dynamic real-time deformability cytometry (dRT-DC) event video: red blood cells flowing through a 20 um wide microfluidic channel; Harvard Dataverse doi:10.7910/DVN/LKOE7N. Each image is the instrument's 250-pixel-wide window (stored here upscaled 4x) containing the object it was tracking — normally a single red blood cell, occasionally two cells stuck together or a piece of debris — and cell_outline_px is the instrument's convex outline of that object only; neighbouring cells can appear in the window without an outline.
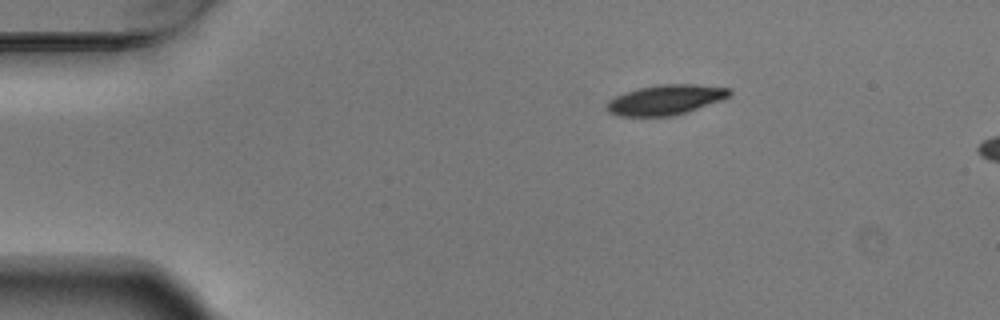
{"species": "Egyptian fruit bat (a non-hibernating species)", "species_latin": "Rousettus aegyptiacus", "temperature_condition": "warm", "stored_images_in_passage": 3, "camera_frame_rate_fps": 3000, "um_per_image_px": 0.085, "animal": {"sex": "male"}, "frame": {"image": 1, "passage_image": 1, "time_ms": 0.0, "image_size_px": [1000, 320], "cell_outline_px": [[732, 96], [724, 100], [676, 116], [620, 116], [608, 112], [604, 108], [608, 100], [616, 96], [640, 88], [660, 84], [692, 84], [728, 88], [732, 92]], "centroid_in_image_um": [56.61, 8.5], "position_along_channel_um": 28.4, "area_um2": 21.68}}